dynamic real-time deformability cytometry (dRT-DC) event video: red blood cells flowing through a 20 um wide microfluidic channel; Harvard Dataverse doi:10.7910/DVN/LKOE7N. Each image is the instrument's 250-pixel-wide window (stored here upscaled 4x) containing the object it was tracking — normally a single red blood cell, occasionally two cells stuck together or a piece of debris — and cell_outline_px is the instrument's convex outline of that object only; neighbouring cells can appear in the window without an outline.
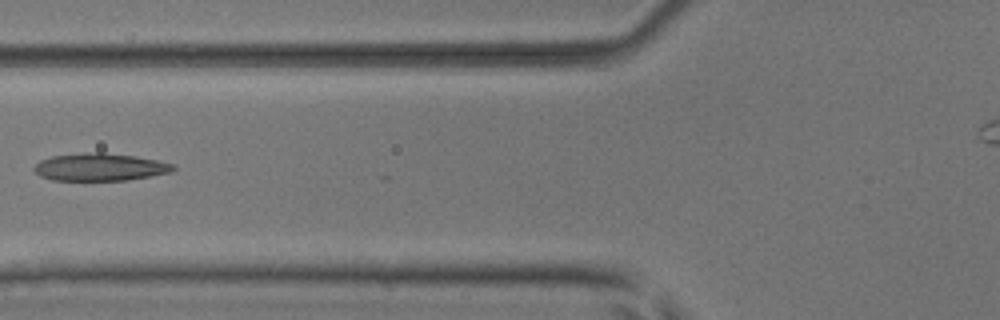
{"species": "common noctule bat (a hibernating species)", "species_latin": "Nyctalus noctula", "temperature_condition": "room temperature", "stored_images_in_passage": 6, "camera_frame_rate_fps": 3000, "um_per_image_px": 0.085, "animal": {"sex": "male", "body_mass_g": 17.9, "forearm_length_mm": 54.2}, "frame": {"image": 1, "passage_image": 6, "time_ms": 1.667, "image_size_px": [1000, 320], "cell_outline_px": [[176, 168], [172, 172], [128, 180], [52, 180], [40, 176], [32, 168], [40, 160], [52, 156], [88, 152], [104, 152], [136, 156], [176, 164]], "centroid_in_image_um": [8.52, 14.19], "position_along_channel_um": 117.3, "area_um2": 22.43}}